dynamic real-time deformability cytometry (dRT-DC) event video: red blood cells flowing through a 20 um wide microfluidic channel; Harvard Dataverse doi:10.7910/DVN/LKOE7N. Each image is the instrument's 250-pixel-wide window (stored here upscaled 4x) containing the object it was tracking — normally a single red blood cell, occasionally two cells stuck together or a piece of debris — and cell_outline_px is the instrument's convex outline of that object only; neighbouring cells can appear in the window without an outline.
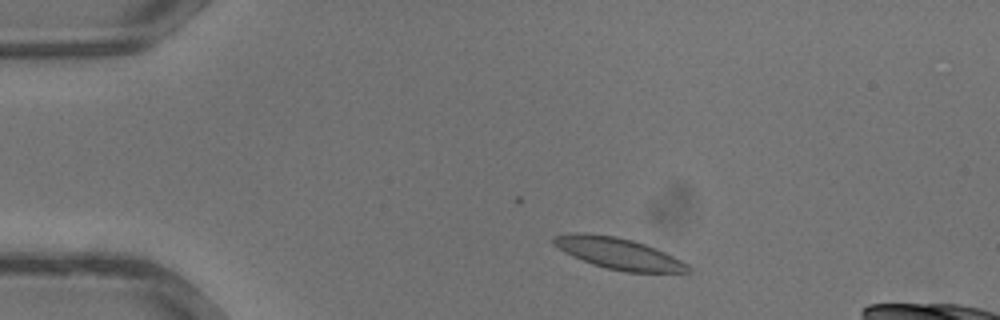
{"species": "common noctule bat (a hibernating species)", "species_latin": "Nyctalus noctula", "temperature_condition": "warm", "stored_images_in_passage": 18, "camera_frame_rate_fps": 3000, "um_per_image_px": 0.085, "animal": {"sex": "male", "body_mass_g": 13.3}, "frame": {"image": 1, "passage_image": 3, "time_ms": 0.667, "image_size_px": [1000, 320], "cell_outline_px": [[692, 272], [624, 272], [608, 268], [584, 260], [560, 248], [552, 240], [552, 236], [576, 232], [584, 232], [616, 236], [632, 240], [656, 248], [688, 264], [692, 268]], "centroid_in_image_um": [52.63, 21.53], "position_along_channel_um": 32.4, "area_um2": 23.99}}
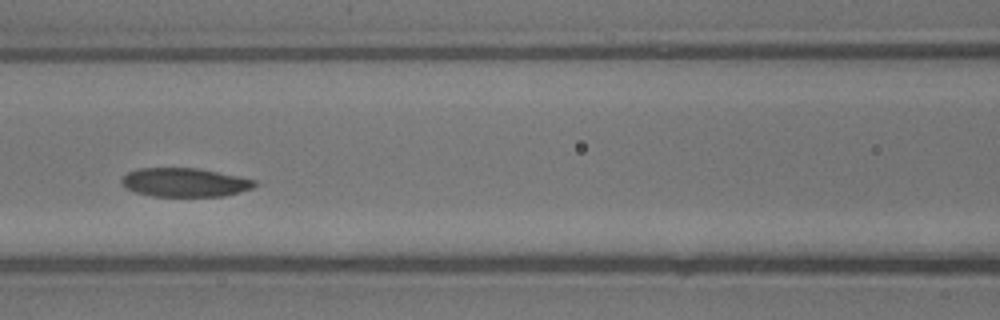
{"frame": {"image": 2, "passage_image": 12, "time_ms": 3.667, "image_size_px": [1000, 320], "cell_outline_px": [[256, 184], [252, 188], [224, 196], [152, 196], [136, 192], [120, 184], [120, 180], [128, 172], [136, 168], [196, 168], [256, 180]], "centroid_in_image_um": [15.66, 15.5], "position_along_channel_um": 150.9, "area_um2": 22.08}}
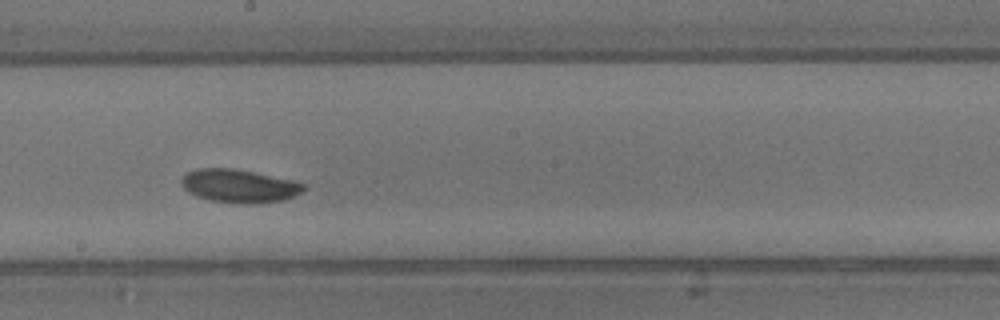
{"frame": {"image": 3, "passage_image": 16, "time_ms": 5.0, "image_size_px": [1000, 320], "cell_outline_px": [[308, 188], [284, 200], [256, 204], [240, 204], [212, 200], [196, 196], [188, 192], [180, 184], [180, 180], [188, 172], [196, 168], [232, 168], [292, 180], [308, 184]], "centroid_in_image_um": [20.34, 15.81], "position_along_channel_um": 227.9, "area_um2": 23.76}}